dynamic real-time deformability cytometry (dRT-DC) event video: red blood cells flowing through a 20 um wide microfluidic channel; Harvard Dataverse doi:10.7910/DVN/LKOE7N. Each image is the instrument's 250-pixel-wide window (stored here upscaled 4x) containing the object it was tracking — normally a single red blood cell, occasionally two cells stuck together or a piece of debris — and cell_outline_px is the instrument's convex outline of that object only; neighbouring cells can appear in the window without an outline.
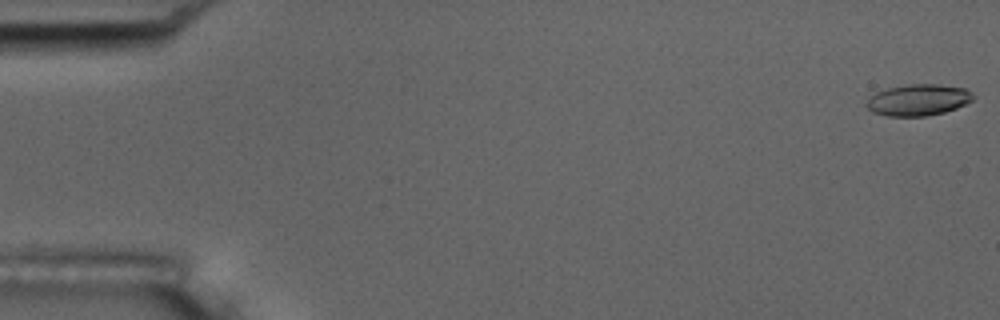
{"species": "common noctule bat (a hibernating species)", "species_latin": "Nyctalus noctula", "temperature_condition": "room temperature", "stored_images_in_passage": 8, "camera_frame_rate_fps": 3000, "um_per_image_px": 0.085, "animal": {"sex": "male", "body_mass_g": 17.5, "forearm_length_mm": 52.3}, "frame": {"image": 1, "passage_image": 1, "time_ms": 0.0, "image_size_px": [1000, 320], "cell_outline_px": [[976, 96], [972, 100], [956, 108], [944, 112], [928, 116], [888, 116], [872, 112], [864, 104], [876, 92], [888, 88], [908, 84], [936, 84], [964, 88], [972, 92]], "centroid_in_image_um": [78.05, 8.49], "position_along_channel_um": 6.9, "area_um2": 19.48}}